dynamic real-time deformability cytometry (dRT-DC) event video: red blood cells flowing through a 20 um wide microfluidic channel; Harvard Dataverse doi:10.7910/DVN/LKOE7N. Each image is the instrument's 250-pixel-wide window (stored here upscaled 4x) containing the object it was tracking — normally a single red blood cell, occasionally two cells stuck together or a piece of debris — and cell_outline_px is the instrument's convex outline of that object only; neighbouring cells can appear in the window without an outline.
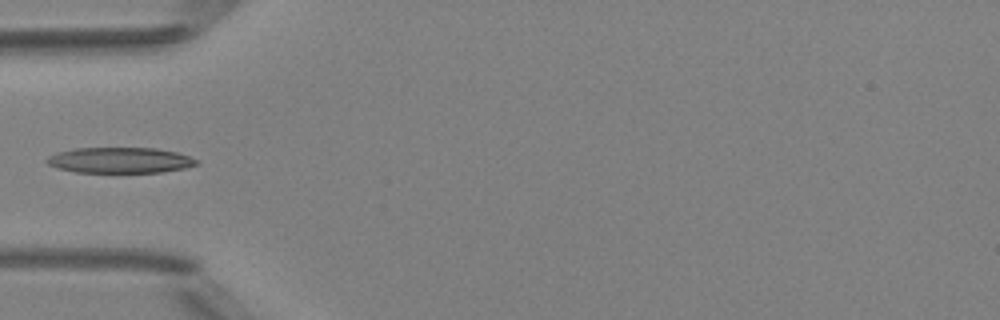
{"species": "Egyptian fruit bat (a non-hibernating species)", "species_latin": "Rousettus aegyptiacus", "temperature_condition": "room temperature", "stored_images_in_passage": 6, "camera_frame_rate_fps": 3000, "um_per_image_px": 0.085, "animal": {"sex": "female"}, "frame": {"image": 1, "passage_image": 5, "time_ms": 5.333, "image_size_px": [1000, 320], "cell_outline_px": [[200, 164], [184, 168], [160, 172], [76, 172], [60, 168], [48, 164], [44, 160], [48, 156], [56, 152], [76, 148], [156, 148], [176, 152], [200, 160]], "centroid_in_image_um": [10.21, 13.61], "position_along_channel_um": 74.8, "area_um2": 22.37}}
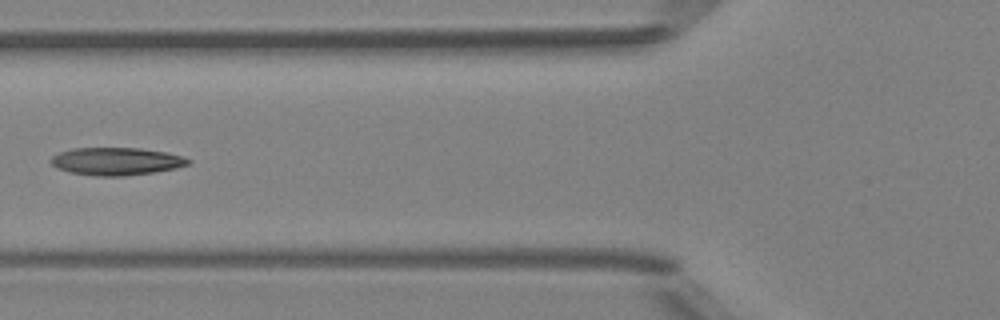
{"frame": {"image": 2, "passage_image": 6, "time_ms": 6.333, "image_size_px": [1000, 320], "cell_outline_px": [[192, 160], [188, 164], [176, 168], [152, 172], [124, 176], [96, 176], [68, 172], [56, 168], [48, 160], [52, 156], [60, 152], [72, 148], [140, 148], [164, 152], [184, 156]], "centroid_in_image_um": [9.85, 13.71], "position_along_channel_um": 115.9, "area_um2": 22.2}}